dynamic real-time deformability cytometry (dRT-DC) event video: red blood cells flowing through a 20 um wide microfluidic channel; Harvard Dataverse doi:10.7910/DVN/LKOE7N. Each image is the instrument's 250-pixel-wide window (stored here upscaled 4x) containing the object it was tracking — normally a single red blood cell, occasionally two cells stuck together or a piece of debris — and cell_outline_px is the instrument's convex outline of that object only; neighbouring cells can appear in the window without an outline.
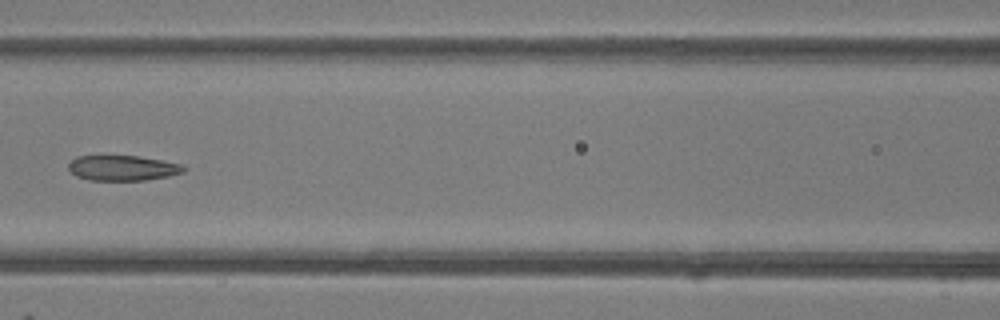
{"species": "common noctule bat (a hibernating species)", "species_latin": "Nyctalus noctula", "temperature_condition": "room temperature", "stored_images_in_passage": 6, "camera_frame_rate_fps": 3000, "um_per_image_px": 0.085, "animal": {"sex": "female"}, "frame": {"image": 1, "passage_image": 6, "time_ms": 6.333, "image_size_px": [1000, 320], "cell_outline_px": [[188, 168], [184, 172], [168, 176], [144, 180], [88, 180], [76, 176], [68, 168], [68, 164], [76, 156], [140, 156], [180, 164]], "centroid_in_image_um": [10.42, 14.28], "position_along_channel_um": 156.2, "area_um2": 16.88}}